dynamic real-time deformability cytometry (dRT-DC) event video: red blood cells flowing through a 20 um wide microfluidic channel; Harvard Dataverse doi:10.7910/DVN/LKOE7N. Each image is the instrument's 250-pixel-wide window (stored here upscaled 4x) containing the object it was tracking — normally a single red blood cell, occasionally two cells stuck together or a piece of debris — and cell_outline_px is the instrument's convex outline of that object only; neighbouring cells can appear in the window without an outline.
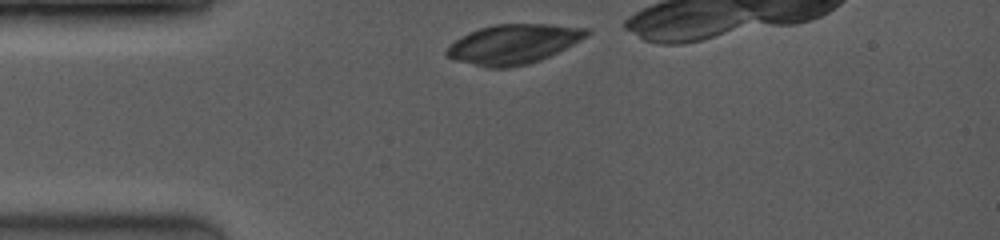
{"species": "common noctule bat (a hibernating species)", "species_latin": "Nyctalus noctula", "temperature_condition": "room temperature", "stored_images_in_passage": 4, "camera_frame_rate_fps": 3500, "um_per_image_px": 0.085, "animal": {"sex": "female", "body_mass_g": 19.0, "forearm_length_mm": 53.3}, "frame": {"image": 1, "passage_image": 1, "time_ms": 0.0, "image_size_px": [1000, 240], "cell_outline_px": [[592, 32], [588, 36], [540, 60], [528, 64], [508, 68], [488, 68], [456, 60], [448, 56], [444, 52], [460, 36], [468, 32], [480, 28], [496, 24], [552, 24], [588, 28]], "centroid_in_image_um": [43.65, 3.74], "position_along_channel_um": 41.3, "area_um2": 32.08}}
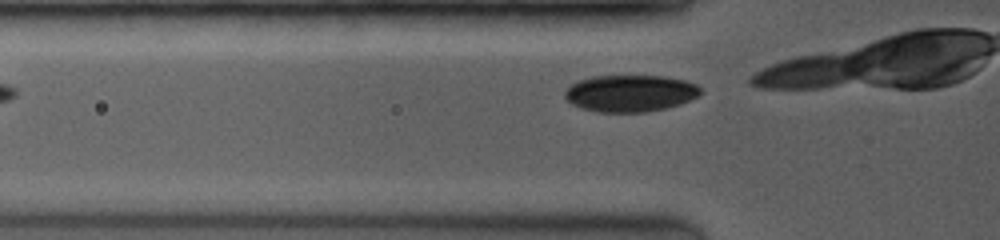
{"frame": {"image": 2, "passage_image": 4, "time_ms": 2.857, "image_size_px": [1000, 240], "cell_outline_px": [[700, 92], [696, 96], [680, 104], [668, 108], [648, 112], [596, 112], [580, 108], [572, 104], [564, 96], [564, 92], [572, 84], [580, 80], [592, 76], [664, 76], [684, 80], [696, 84], [700, 88]], "centroid_in_image_um": [53.55, 7.94], "position_along_channel_um": 72.3, "area_um2": 29.07}}